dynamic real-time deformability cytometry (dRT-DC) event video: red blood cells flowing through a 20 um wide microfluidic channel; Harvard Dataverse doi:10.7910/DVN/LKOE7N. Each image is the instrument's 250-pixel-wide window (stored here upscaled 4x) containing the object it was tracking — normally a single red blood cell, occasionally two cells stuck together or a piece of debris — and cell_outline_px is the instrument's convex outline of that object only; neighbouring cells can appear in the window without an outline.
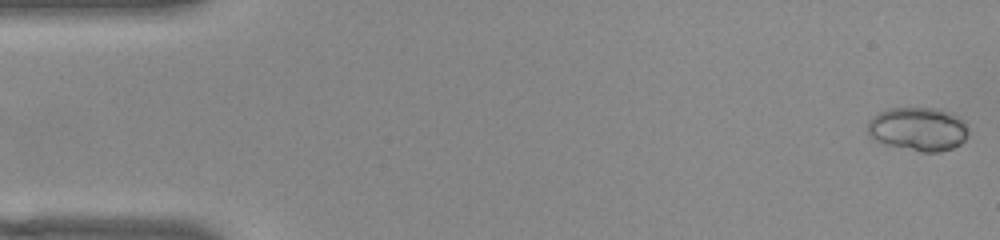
{"species": "common noctule bat (a hibernating species)", "species_latin": "Nyctalus noctula", "temperature_condition": "warm", "stored_images_in_passage": 52, "camera_frame_rate_fps": 3000, "um_per_image_px": 0.085, "animal": {"sex": "female", "body_mass_g": 22.0, "forearm_length_mm": 56.7}, "frame": {"image": 1, "passage_image": 1, "time_ms": 0.0, "image_size_px": [1000, 240], "cell_outline_px": [[964, 140], [960, 144], [952, 148], [940, 152], [920, 152], [884, 144], [876, 140], [868, 132], [868, 120], [872, 116], [888, 108], [936, 108], [952, 112], [964, 120]], "centroid_in_image_um": [78.01, 10.96], "position_along_channel_um": 7.0, "area_um2": 25.49}}
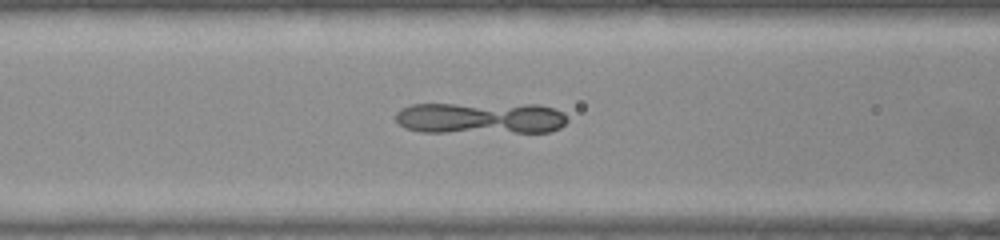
{"frame": {"image": 2, "passage_image": 21, "time_ms": 6.667, "image_size_px": [1000, 240], "cell_outline_px": [[568, 120], [560, 128], [548, 132], [420, 132], [404, 128], [396, 120], [396, 112], [400, 108], [412, 104], [536, 104], [552, 108], [564, 112], [568, 116]], "centroid_in_image_um": [40.85, 10.03], "position_along_channel_um": 125.8, "area_um2": 32.08}}
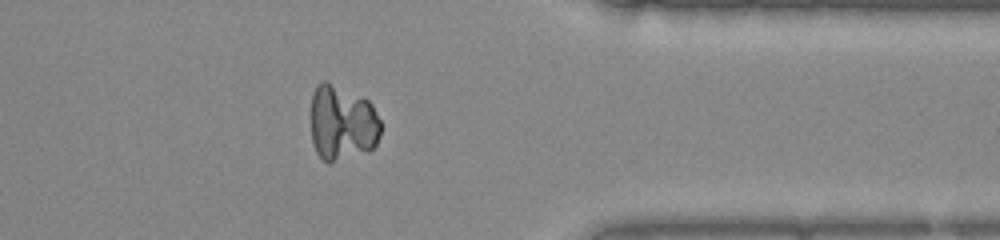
{"frame": {"image": 3, "passage_image": 42, "time_ms": 13.667, "image_size_px": [1000, 240], "cell_outline_px": [[380, 136], [376, 144], [368, 152], [328, 164], [316, 152], [312, 140], [312, 96], [316, 84], [320, 80], [328, 80], [368, 100], [372, 104], [380, 120]], "centroid_in_image_um": [29.09, 10.44], "position_along_channel_um": 382.3, "area_um2": 31.15}}